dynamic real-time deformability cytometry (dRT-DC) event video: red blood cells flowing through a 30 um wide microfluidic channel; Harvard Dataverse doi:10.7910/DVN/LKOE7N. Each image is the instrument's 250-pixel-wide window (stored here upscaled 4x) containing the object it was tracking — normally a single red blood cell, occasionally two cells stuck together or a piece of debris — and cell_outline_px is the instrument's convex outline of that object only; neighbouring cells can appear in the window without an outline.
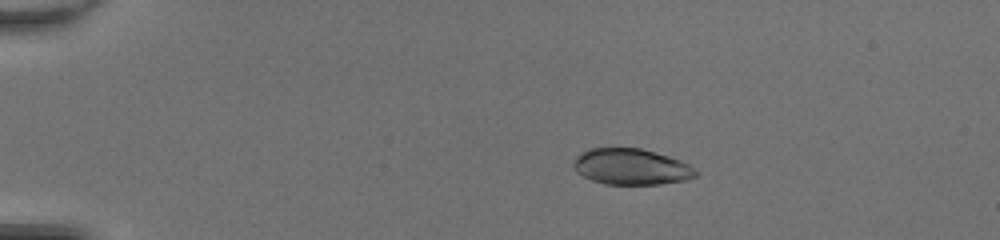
{"species": "common noctule bat (a hibernating species)", "species_latin": "Nyctalus noctula", "temperature_condition": "room temperature", "stored_images_in_passage": 50, "camera_frame_rate_fps": 3000, "um_per_image_px": 0.085, "animal": {"sex": "female", "body_mass_g": 20.0, "forearm_length_mm": 54.0}, "frame": {"image": 1, "passage_image": 11, "time_ms": 3.333, "image_size_px": [1000, 240], "cell_outline_px": [[700, 172], [696, 176], [684, 180], [660, 184], [604, 184], [592, 180], [576, 172], [572, 164], [572, 160], [576, 156], [588, 148], [640, 148], [668, 156], [680, 160], [696, 168]], "centroid_in_image_um": [53.64, 14.17], "position_along_channel_um": 31.4, "area_um2": 25.78}}
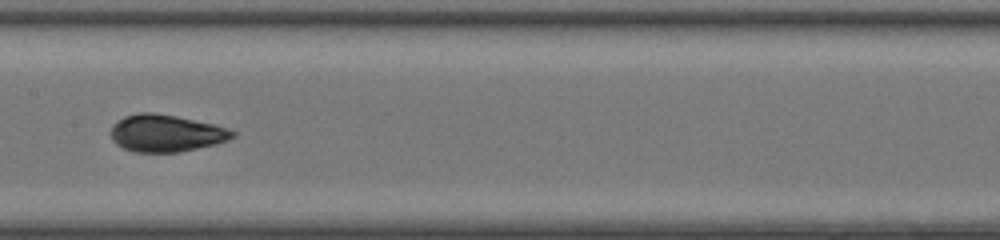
{"frame": {"image": 2, "passage_image": 28, "time_ms": 9.0, "image_size_px": [1000, 240], "cell_outline_px": [[236, 136], [228, 140], [216, 144], [180, 152], [132, 152], [116, 144], [112, 140], [112, 124], [124, 116], [140, 112], [152, 112], [176, 116], [216, 124], [236, 132]], "centroid_in_image_um": [14.12, 11.32], "position_along_channel_um": 193.3, "area_um2": 26.47}}
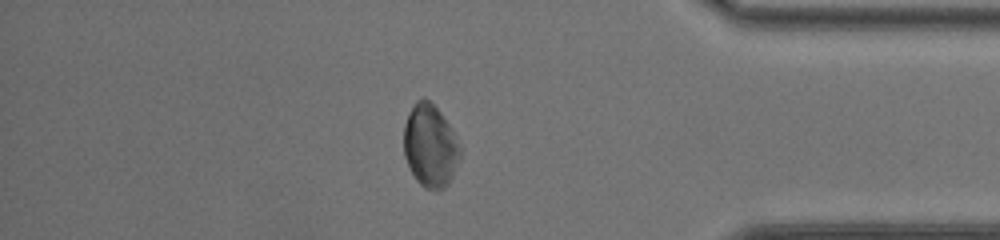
{"frame": {"image": 3, "passage_image": 44, "time_ms": 14.333, "image_size_px": [1000, 240], "cell_outline_px": [[460, 160], [448, 184], [444, 188], [424, 188], [416, 180], [404, 156], [404, 124], [416, 100], [424, 96], [440, 112], [456, 136], [460, 144]], "centroid_in_image_um": [36.57, 12.39], "position_along_channel_um": 398.6, "area_um2": 26.88}, "authors_computed_cell_mechanics": {"area_um2": 26.7614, "velocity_mm_per_s": 4.2803, "shape_relaxation_time_tau1_ms": 2.9531, "shape_relaxation_time_tau2_ms": 0.5851, "deformation_change_tau1": 0.1378, "deformation_change_tau2": 0.0243}}